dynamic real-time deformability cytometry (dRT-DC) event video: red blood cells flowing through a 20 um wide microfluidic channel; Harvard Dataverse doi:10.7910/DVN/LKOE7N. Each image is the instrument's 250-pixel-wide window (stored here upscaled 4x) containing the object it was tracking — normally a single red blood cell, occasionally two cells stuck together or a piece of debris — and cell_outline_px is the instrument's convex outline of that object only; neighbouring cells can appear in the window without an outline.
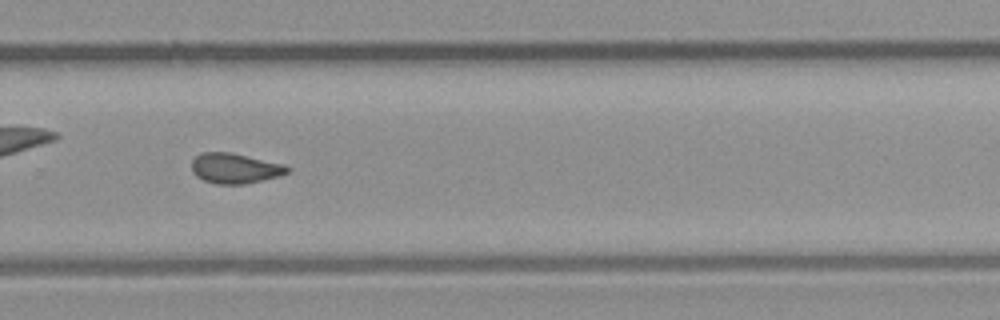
{"species": "common noctule bat (a hibernating species)", "species_latin": "Nyctalus noctula", "temperature_condition": "room temperature", "stored_images_in_passage": 35, "camera_frame_rate_fps": 3000, "um_per_image_px": 0.085, "animal": {"sex": "male", "body_mass_g": 23.1, "forearm_length_mm": 52.7}, "frame": {"image": 1, "passage_image": 25, "time_ms": 8.0, "image_size_px": [1000, 320], "cell_outline_px": [[292, 168], [288, 172], [280, 176], [264, 180], [244, 184], [216, 184], [204, 180], [196, 176], [192, 172], [192, 160], [196, 156], [204, 152], [232, 152], [284, 164]], "centroid_in_image_um": [20.0, 14.3], "position_along_channel_um": 309.8, "area_um2": 16.99}, "authors_computed_cell_mechanics": {"area_um2": 17.051, "velocity_mm_per_s": 4.354, "shape_relaxation_time_tau1_ms": null, "shape_relaxation_time_tau2_ms": 1.8282, "deformation_change_tau1": null, "deformation_change_tau2": 0.0742}}